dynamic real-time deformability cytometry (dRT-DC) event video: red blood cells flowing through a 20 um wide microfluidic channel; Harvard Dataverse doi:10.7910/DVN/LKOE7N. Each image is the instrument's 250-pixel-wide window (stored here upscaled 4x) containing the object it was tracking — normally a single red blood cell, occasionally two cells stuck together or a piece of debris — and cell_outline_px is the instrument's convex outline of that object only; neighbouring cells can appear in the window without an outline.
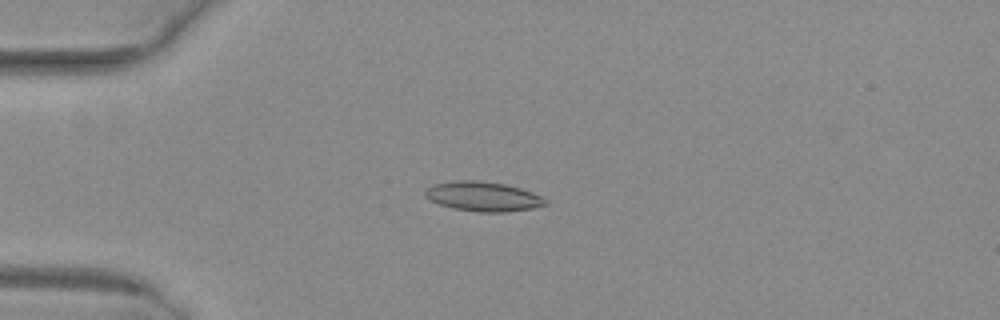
{"species": "common noctule bat (a hibernating species)", "species_latin": "Nyctalus noctula", "temperature_condition": "warm", "stored_images_in_passage": 52, "camera_frame_rate_fps": 3000, "um_per_image_px": 0.085, "animal": {"sex": "female", "body_mass_g": 29.2, "forearm_length_mm": 56.3}, "frame": {"image": 1, "passage_image": 14, "time_ms": 4.333, "image_size_px": [1000, 320], "cell_outline_px": [[548, 204], [532, 208], [508, 212], [476, 212], [452, 208], [428, 200], [424, 196], [424, 192], [432, 184], [456, 180], [476, 180], [504, 184], [520, 188], [532, 192], [548, 200]], "centroid_in_image_um": [41.04, 16.7], "position_along_channel_um": 44.0, "area_um2": 20.87}}
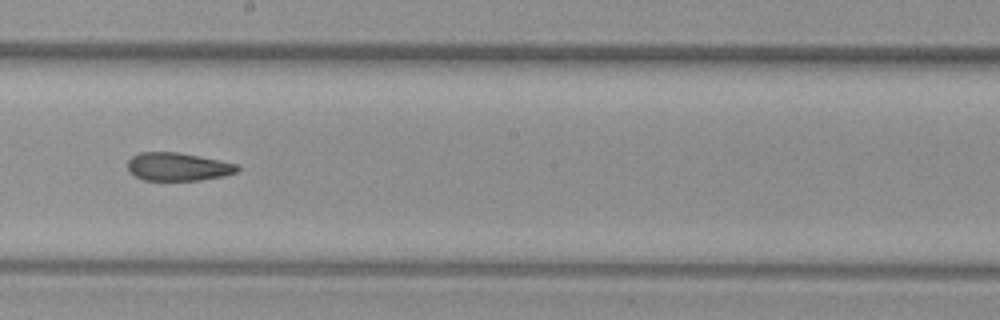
{"frame": {"image": 2, "passage_image": 30, "time_ms": 9.667, "image_size_px": [1000, 320], "cell_outline_px": [[240, 168], [236, 172], [224, 176], [200, 180], [144, 180], [132, 176], [128, 172], [128, 160], [132, 156], [140, 152], [176, 152], [220, 160], [240, 164]], "centroid_in_image_um": [15.11, 14.18], "position_along_channel_um": 233.1, "area_um2": 18.15}}
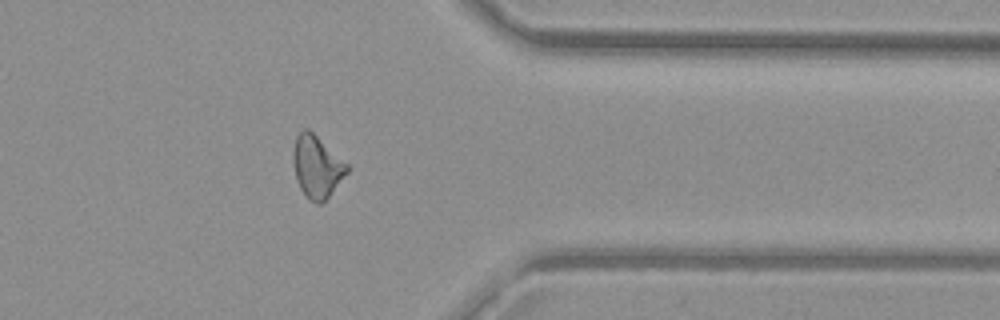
{"frame": {"image": 3, "passage_image": 42, "time_ms": 13.667, "image_size_px": [1000, 320], "cell_outline_px": [[348, 172], [328, 196], [320, 204], [316, 204], [308, 200], [300, 188], [296, 180], [292, 160], [292, 152], [296, 136], [304, 128], [308, 128], [348, 164]], "centroid_in_image_um": [26.9, 14.16], "position_along_channel_um": 384.5, "area_um2": 19.48}, "authors_computed_cell_mechanics": {"area_um2": 19.4208, "velocity_mm_per_s": 4.0468, "shape_relaxation_time_tau1_ms": null, "shape_relaxation_time_tau2_ms": 2.8535, "deformation_change_tau1": null, "deformation_change_tau2": 0.101}}